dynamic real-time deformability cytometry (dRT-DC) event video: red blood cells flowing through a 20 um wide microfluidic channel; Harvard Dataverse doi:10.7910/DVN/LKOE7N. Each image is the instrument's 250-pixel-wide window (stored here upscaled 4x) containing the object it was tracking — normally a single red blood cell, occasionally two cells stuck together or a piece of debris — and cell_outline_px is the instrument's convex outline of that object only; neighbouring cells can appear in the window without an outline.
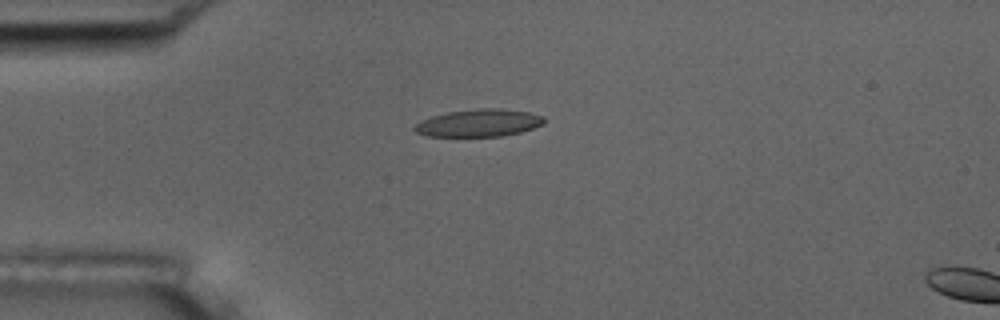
{"species": "common noctule bat (a hibernating species)", "species_latin": "Nyctalus noctula", "temperature_condition": "room temperature", "stored_images_in_passage": 5, "camera_frame_rate_fps": 3000, "um_per_image_px": 0.085, "animal": {"sex": "male", "body_mass_g": 17.5, "forearm_length_mm": 52.3}, "frame": {"image": 1, "passage_image": 4, "time_ms": 1.0, "image_size_px": [1000, 320], "cell_outline_px": [[544, 124], [520, 132], [500, 136], [428, 136], [416, 132], [412, 128], [420, 120], [432, 116], [448, 112], [476, 108], [500, 108], [528, 112], [544, 116]], "centroid_in_image_um": [40.69, 10.44], "position_along_channel_um": 44.3, "area_um2": 20.69}}